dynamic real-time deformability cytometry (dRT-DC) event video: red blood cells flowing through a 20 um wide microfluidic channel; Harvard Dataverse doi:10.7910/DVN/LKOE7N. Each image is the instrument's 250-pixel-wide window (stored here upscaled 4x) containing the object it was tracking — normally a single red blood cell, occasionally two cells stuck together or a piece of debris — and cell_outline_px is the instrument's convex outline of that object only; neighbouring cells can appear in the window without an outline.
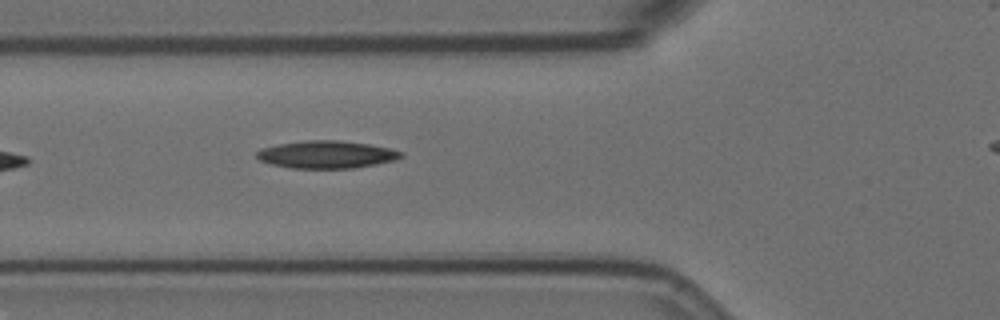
{"species": "Egyptian fruit bat (a non-hibernating species)", "species_latin": "Rousettus aegyptiacus", "temperature_condition": "room temperature", "stored_images_in_passage": 4, "camera_frame_rate_fps": 3000, "um_per_image_px": 0.085, "animal": {"sex": "female"}, "frame": {"image": 1, "passage_image": 4, "time_ms": 4.333, "image_size_px": [1000, 320], "cell_outline_px": [[404, 156], [396, 160], [356, 168], [288, 168], [272, 164], [260, 160], [256, 156], [256, 152], [260, 148], [280, 144], [304, 140], [340, 140], [368, 144], [388, 148], [404, 152]], "centroid_in_image_um": [27.77, 13.13], "position_along_channel_um": 98.0, "area_um2": 23.24}}